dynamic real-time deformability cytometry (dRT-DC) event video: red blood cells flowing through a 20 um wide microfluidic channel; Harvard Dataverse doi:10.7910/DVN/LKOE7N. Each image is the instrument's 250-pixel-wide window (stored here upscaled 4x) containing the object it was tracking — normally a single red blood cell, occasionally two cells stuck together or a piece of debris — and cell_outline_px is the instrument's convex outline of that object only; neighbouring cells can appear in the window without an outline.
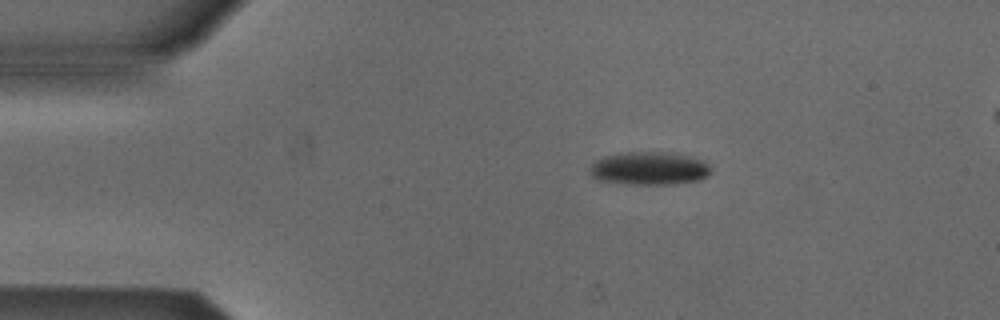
{"species": "Egyptian fruit bat (a non-hibernating species)", "species_latin": "Rousettus aegyptiacus", "temperature_condition": "cold", "stored_images_in_passage": 3, "segment_of_instrument_passage": [1, 2], "camera_frame_rate_fps": 3000, "um_per_image_px": 0.085, "animal": {"sex": "male"}, "frame": {"image": 1, "passage_image": 1, "time_ms": 0.0, "image_size_px": [1000, 320], "cell_outline_px": [[712, 172], [708, 176], [700, 180], [676, 184], [628, 184], [600, 180], [592, 176], [588, 168], [596, 160], [604, 156], [628, 152], [660, 152], [688, 156], [704, 160], [712, 168]], "centroid_in_image_um": [55.22, 14.32], "position_along_channel_um": 29.8, "area_um2": 23.41}}